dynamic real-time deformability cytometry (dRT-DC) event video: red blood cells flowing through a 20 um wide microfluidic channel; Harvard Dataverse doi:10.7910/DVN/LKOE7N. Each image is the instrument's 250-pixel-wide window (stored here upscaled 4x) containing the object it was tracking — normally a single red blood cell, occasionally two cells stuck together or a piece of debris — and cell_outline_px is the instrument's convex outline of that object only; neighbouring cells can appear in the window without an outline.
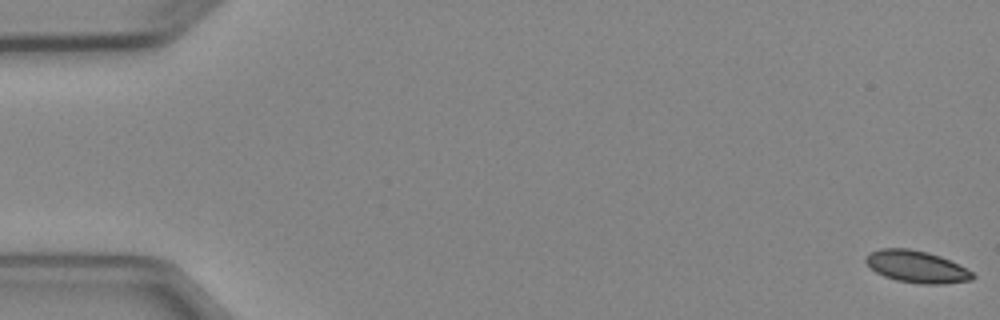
{"species": "Egyptian fruit bat (a non-hibernating species)", "species_latin": "Rousettus aegyptiacus", "temperature_condition": "cold", "stored_images_in_passage": 6, "segment_of_instrument_passage": [2, 2], "camera_frame_rate_fps": 3000, "um_per_image_px": 0.085, "animal": {"sex": "female"}, "frame": {"image": 1, "passage_image": 6, "time_ms": 6.0, "image_size_px": [1000, 320], "cell_outline_px": [[976, 276], [972, 280], [944, 284], [920, 284], [896, 280], [884, 276], [876, 272], [864, 260], [864, 256], [868, 252], [880, 248], [908, 248], [928, 252], [940, 256], [972, 272]], "centroid_in_image_um": [77.87, 22.66], "position_along_channel_um": 7.1, "area_um2": 19.94}}